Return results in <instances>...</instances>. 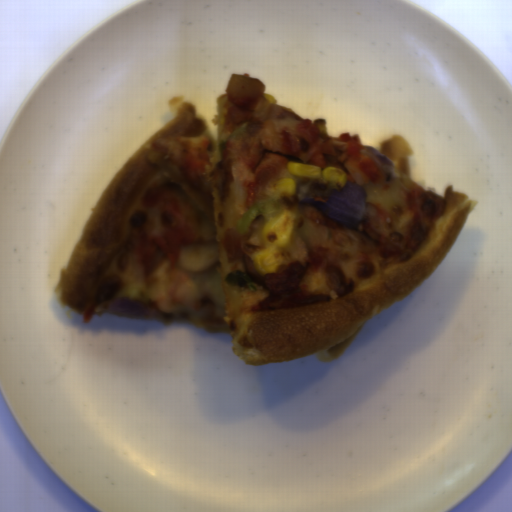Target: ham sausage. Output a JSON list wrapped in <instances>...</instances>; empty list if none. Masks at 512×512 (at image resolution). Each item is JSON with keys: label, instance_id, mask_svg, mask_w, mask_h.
<instances>
[{"label": "ham sausage", "instance_id": "1", "mask_svg": "<svg viewBox=\"0 0 512 512\" xmlns=\"http://www.w3.org/2000/svg\"><path fill=\"white\" fill-rule=\"evenodd\" d=\"M267 223L262 215L255 217L247 233L243 234L241 259L250 282L263 285L272 295L293 293L299 288L297 282L308 269V244L299 233L292 231L289 244L283 249L285 261L277 267L276 272L262 277L254 267L252 254L265 249L262 230Z\"/></svg>", "mask_w": 512, "mask_h": 512}, {"label": "ham sausage", "instance_id": "2", "mask_svg": "<svg viewBox=\"0 0 512 512\" xmlns=\"http://www.w3.org/2000/svg\"><path fill=\"white\" fill-rule=\"evenodd\" d=\"M264 90V83L259 78H252L249 73L232 74L226 84L232 124H239L247 119L252 103L259 99Z\"/></svg>", "mask_w": 512, "mask_h": 512}]
</instances>
